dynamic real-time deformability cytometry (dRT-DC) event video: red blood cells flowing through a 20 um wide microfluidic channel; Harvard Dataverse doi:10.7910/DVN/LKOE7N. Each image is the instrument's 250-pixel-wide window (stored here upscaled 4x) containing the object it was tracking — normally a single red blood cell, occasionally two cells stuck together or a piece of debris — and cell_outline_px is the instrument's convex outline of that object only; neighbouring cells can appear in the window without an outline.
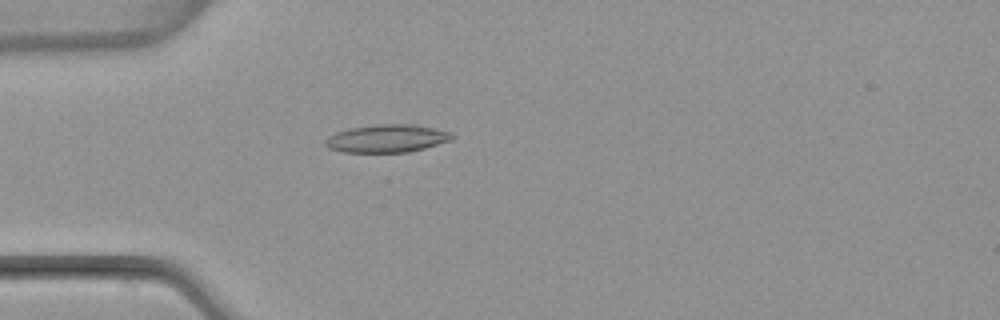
{"species": "common noctule bat (a hibernating species)", "species_latin": "Nyctalus noctula", "temperature_condition": "warm", "stored_images_in_passage": 50, "camera_frame_rate_fps": 3000, "um_per_image_px": 0.085, "animal": {"sex": "female", "body_mass_g": 22.7, "forearm_length_mm": 54.2}, "frame": {"image": 1, "passage_image": 13, "time_ms": 4.0, "image_size_px": [1000, 320], "cell_outline_px": [[456, 136], [452, 140], [424, 148], [408, 152], [340, 152], [328, 148], [324, 144], [324, 140], [328, 136], [336, 132], [352, 128], [376, 124], [416, 124], [452, 132]], "centroid_in_image_um": [32.9, 11.77], "position_along_channel_um": 52.1, "area_um2": 20.75}}
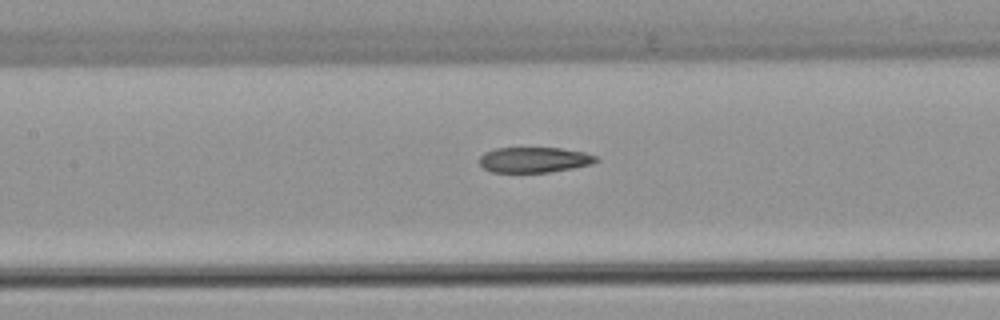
{"frame": {"image": 2, "passage_image": 22, "time_ms": 7.0, "image_size_px": [1000, 320], "cell_outline_px": [[600, 160], [592, 164], [572, 168], [548, 172], [492, 172], [484, 168], [480, 164], [480, 156], [484, 152], [496, 148], [560, 148], [584, 152], [596, 156]], "centroid_in_image_um": [45.41, 13.58], "position_along_channel_um": 162.0, "area_um2": 17.22}}
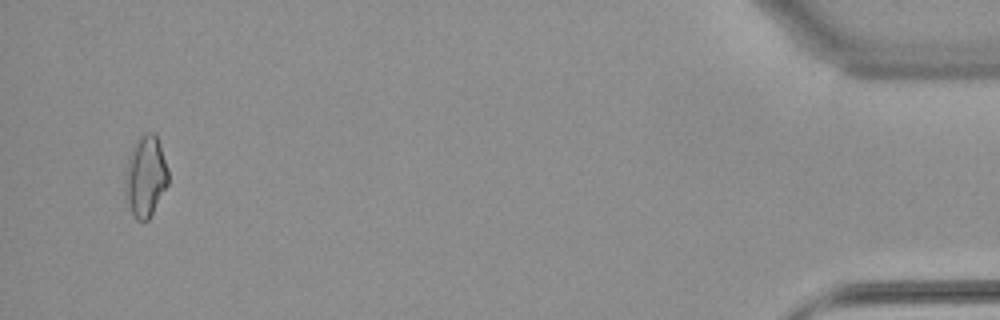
{"frame": {"image": 3, "passage_image": 48, "time_ms": 15.667, "image_size_px": [1000, 320], "cell_outline_px": [[168, 184], [148, 220], [136, 220], [132, 212], [124, 192], [124, 180], [128, 160], [136, 140], [140, 136], [148, 132], [156, 132], [168, 168]], "centroid_in_image_um": [12.38, 14.96], "position_along_channel_um": 422.8, "area_um2": 20.23}, "authors_computed_cell_mechanics": {"area_um2": 18.8717, "velocity_mm_per_s": 3.9633, "shape_relaxation_time_tau1_ms": null, "shape_relaxation_time_tau2_ms": 2.6648, "deformation_change_tau1": null, "deformation_change_tau2": 0.1129}}